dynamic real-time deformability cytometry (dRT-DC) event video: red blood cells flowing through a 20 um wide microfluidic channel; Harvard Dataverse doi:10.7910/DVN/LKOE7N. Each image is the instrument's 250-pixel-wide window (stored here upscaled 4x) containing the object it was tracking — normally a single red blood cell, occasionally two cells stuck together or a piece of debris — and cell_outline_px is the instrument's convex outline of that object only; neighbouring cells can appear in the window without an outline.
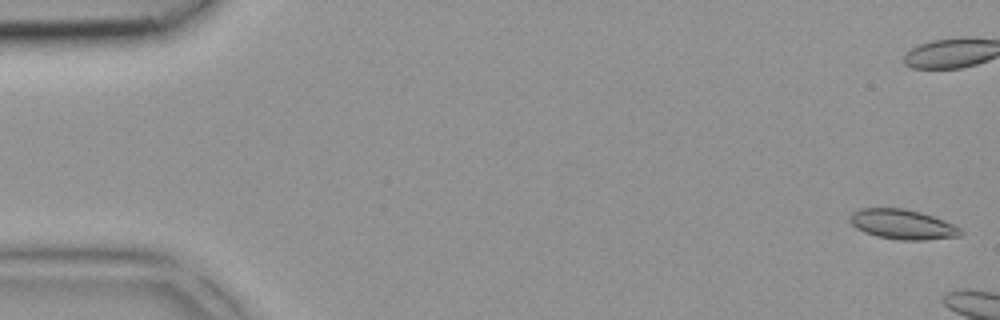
{"species": "common noctule bat (a hibernating species)", "species_latin": "Nyctalus noctula", "temperature_condition": "room temperature", "stored_images_in_passage": 5, "camera_frame_rate_fps": 3000, "um_per_image_px": 0.085, "animal": {"sex": "female", "body_mass_g": 18.4}, "frame": {"image": 1, "passage_image": 1, "time_ms": 0.0, "image_size_px": [1000, 320], "cell_outline_px": [[964, 232], [960, 236], [924, 240], [900, 240], [876, 236], [864, 232], [856, 228], [848, 220], [852, 212], [860, 208], [904, 208], [920, 212], [932, 216], [952, 224], [960, 228]], "centroid_in_image_um": [76.68, 19.07], "position_along_channel_um": 8.3, "area_um2": 19.25}}